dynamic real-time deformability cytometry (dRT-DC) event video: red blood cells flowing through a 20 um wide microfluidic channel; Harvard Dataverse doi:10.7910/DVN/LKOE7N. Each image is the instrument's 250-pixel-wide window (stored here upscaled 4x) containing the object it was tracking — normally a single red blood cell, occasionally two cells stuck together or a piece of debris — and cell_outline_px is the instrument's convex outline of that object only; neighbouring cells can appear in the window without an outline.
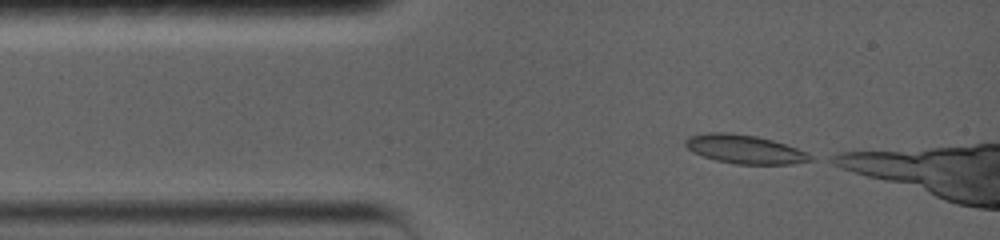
{"species": "common noctule bat (a hibernating species)", "species_latin": "Nyctalus noctula", "temperature_condition": "warm", "stored_images_in_passage": 17, "camera_frame_rate_fps": 5000, "um_per_image_px": 0.085, "animal": {"sex": "female", "body_mass_g": 19.0, "forearm_length_mm": 56.7}, "frame": {"image": 1, "passage_image": 1, "time_ms": 0.0, "image_size_px": [1000, 240], "cell_outline_px": [[816, 160], [792, 164], [736, 164], [716, 160], [692, 152], [684, 144], [684, 140], [688, 136], [708, 132], [732, 132], [756, 136], [772, 140], [808, 152], [816, 156]], "centroid_in_image_um": [63.33, 12.68], "position_along_channel_um": 21.7, "area_um2": 21.15}}
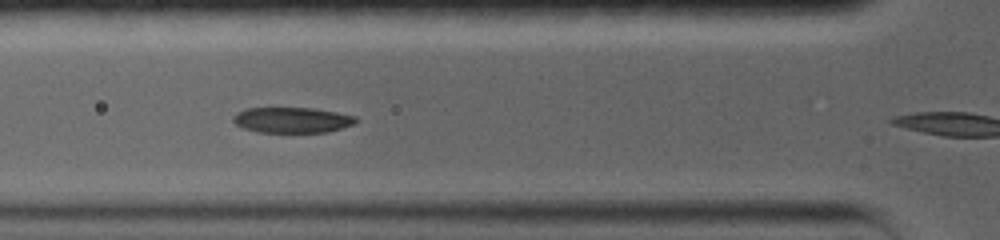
{"frame": {"image": 2, "passage_image": 10, "time_ms": 3.0, "image_size_px": [1000, 240], "cell_outline_px": [[356, 120], [352, 124], [328, 132], [256, 132], [244, 128], [236, 124], [232, 120], [232, 116], [236, 112], [244, 108], [312, 108], [336, 112], [356, 116]], "centroid_in_image_um": [24.76, 10.19], "position_along_channel_um": 101.0, "area_um2": 18.21}}
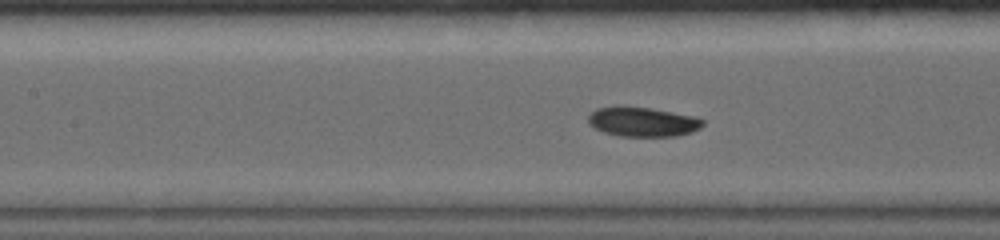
{"frame": {"image": 3, "passage_image": 14, "time_ms": 4.4, "image_size_px": [1000, 240], "cell_outline_px": [[704, 124], [700, 128], [692, 132], [676, 136], [620, 136], [604, 132], [588, 124], [588, 116], [596, 108], [616, 104], [624, 104], [672, 112], [692, 116], [704, 120]], "centroid_in_image_um": [54.57, 10.33], "position_along_channel_um": 152.8, "area_um2": 20.0}}